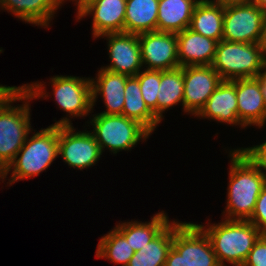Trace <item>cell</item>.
<instances>
[{
	"label": "cell",
	"instance_id": "277c9868",
	"mask_svg": "<svg viewBox=\"0 0 266 266\" xmlns=\"http://www.w3.org/2000/svg\"><path fill=\"white\" fill-rule=\"evenodd\" d=\"M57 157L58 125H51L36 132L31 138L27 137L14 160L0 174V178L3 180L12 171V176L8 179L10 186L21 179L35 177L48 169Z\"/></svg>",
	"mask_w": 266,
	"mask_h": 266
},
{
	"label": "cell",
	"instance_id": "3957f363",
	"mask_svg": "<svg viewBox=\"0 0 266 266\" xmlns=\"http://www.w3.org/2000/svg\"><path fill=\"white\" fill-rule=\"evenodd\" d=\"M207 235L220 266H243L255 242L263 234L249 220H228L218 224H197Z\"/></svg>",
	"mask_w": 266,
	"mask_h": 266
},
{
	"label": "cell",
	"instance_id": "6da1fadb",
	"mask_svg": "<svg viewBox=\"0 0 266 266\" xmlns=\"http://www.w3.org/2000/svg\"><path fill=\"white\" fill-rule=\"evenodd\" d=\"M43 85L33 82L19 87L11 86L0 97V174L14 160L32 132L29 102L33 98L48 97ZM20 100L24 103L21 106L11 105Z\"/></svg>",
	"mask_w": 266,
	"mask_h": 266
},
{
	"label": "cell",
	"instance_id": "1f68e13d",
	"mask_svg": "<svg viewBox=\"0 0 266 266\" xmlns=\"http://www.w3.org/2000/svg\"><path fill=\"white\" fill-rule=\"evenodd\" d=\"M257 79L260 81L262 90L264 92L265 100H266V65L264 68L258 73Z\"/></svg>",
	"mask_w": 266,
	"mask_h": 266
},
{
	"label": "cell",
	"instance_id": "83f0119b",
	"mask_svg": "<svg viewBox=\"0 0 266 266\" xmlns=\"http://www.w3.org/2000/svg\"><path fill=\"white\" fill-rule=\"evenodd\" d=\"M139 80L142 97L148 108L157 117V95L160 86V71H140L136 76Z\"/></svg>",
	"mask_w": 266,
	"mask_h": 266
},
{
	"label": "cell",
	"instance_id": "52a82bcc",
	"mask_svg": "<svg viewBox=\"0 0 266 266\" xmlns=\"http://www.w3.org/2000/svg\"><path fill=\"white\" fill-rule=\"evenodd\" d=\"M91 119L92 134L103 153L104 148L114 154L122 150H131L140 140L148 139L151 134L138 121L124 115L95 114Z\"/></svg>",
	"mask_w": 266,
	"mask_h": 266
},
{
	"label": "cell",
	"instance_id": "5b68a950",
	"mask_svg": "<svg viewBox=\"0 0 266 266\" xmlns=\"http://www.w3.org/2000/svg\"><path fill=\"white\" fill-rule=\"evenodd\" d=\"M266 65L264 43L220 40L211 66L224 81L256 78Z\"/></svg>",
	"mask_w": 266,
	"mask_h": 266
},
{
	"label": "cell",
	"instance_id": "7c38bea8",
	"mask_svg": "<svg viewBox=\"0 0 266 266\" xmlns=\"http://www.w3.org/2000/svg\"><path fill=\"white\" fill-rule=\"evenodd\" d=\"M142 64L147 70L164 71L179 66L175 33L150 31L138 34Z\"/></svg>",
	"mask_w": 266,
	"mask_h": 266
},
{
	"label": "cell",
	"instance_id": "d590c367",
	"mask_svg": "<svg viewBox=\"0 0 266 266\" xmlns=\"http://www.w3.org/2000/svg\"><path fill=\"white\" fill-rule=\"evenodd\" d=\"M264 44H265V50H266V36H265V41H264Z\"/></svg>",
	"mask_w": 266,
	"mask_h": 266
},
{
	"label": "cell",
	"instance_id": "e575fe53",
	"mask_svg": "<svg viewBox=\"0 0 266 266\" xmlns=\"http://www.w3.org/2000/svg\"><path fill=\"white\" fill-rule=\"evenodd\" d=\"M248 2L255 4L258 7H261L266 11V0H248Z\"/></svg>",
	"mask_w": 266,
	"mask_h": 266
},
{
	"label": "cell",
	"instance_id": "ac0fdd59",
	"mask_svg": "<svg viewBox=\"0 0 266 266\" xmlns=\"http://www.w3.org/2000/svg\"><path fill=\"white\" fill-rule=\"evenodd\" d=\"M178 40V61L180 67L211 65L218 42L205 37L190 28L176 34Z\"/></svg>",
	"mask_w": 266,
	"mask_h": 266
},
{
	"label": "cell",
	"instance_id": "ffe728a7",
	"mask_svg": "<svg viewBox=\"0 0 266 266\" xmlns=\"http://www.w3.org/2000/svg\"><path fill=\"white\" fill-rule=\"evenodd\" d=\"M200 0H159L157 31L180 33L190 27L196 4Z\"/></svg>",
	"mask_w": 266,
	"mask_h": 266
},
{
	"label": "cell",
	"instance_id": "836d02e7",
	"mask_svg": "<svg viewBox=\"0 0 266 266\" xmlns=\"http://www.w3.org/2000/svg\"><path fill=\"white\" fill-rule=\"evenodd\" d=\"M210 1L214 3L222 4V5L248 2V0H210Z\"/></svg>",
	"mask_w": 266,
	"mask_h": 266
},
{
	"label": "cell",
	"instance_id": "7402d4cb",
	"mask_svg": "<svg viewBox=\"0 0 266 266\" xmlns=\"http://www.w3.org/2000/svg\"><path fill=\"white\" fill-rule=\"evenodd\" d=\"M169 224L168 216L164 211H161L155 214L150 222H123L116 225L115 228L126 238L131 248L137 252L158 236Z\"/></svg>",
	"mask_w": 266,
	"mask_h": 266
},
{
	"label": "cell",
	"instance_id": "e0dca14e",
	"mask_svg": "<svg viewBox=\"0 0 266 266\" xmlns=\"http://www.w3.org/2000/svg\"><path fill=\"white\" fill-rule=\"evenodd\" d=\"M97 76L96 81L91 78L92 105L95 106L97 96L101 95L106 111L99 114L122 115L125 102L124 89L130 76L114 73L103 68L99 70Z\"/></svg>",
	"mask_w": 266,
	"mask_h": 266
},
{
	"label": "cell",
	"instance_id": "d4e9b609",
	"mask_svg": "<svg viewBox=\"0 0 266 266\" xmlns=\"http://www.w3.org/2000/svg\"><path fill=\"white\" fill-rule=\"evenodd\" d=\"M175 233V220L158 236L135 252L127 266H164L169 250L172 248Z\"/></svg>",
	"mask_w": 266,
	"mask_h": 266
},
{
	"label": "cell",
	"instance_id": "f546056e",
	"mask_svg": "<svg viewBox=\"0 0 266 266\" xmlns=\"http://www.w3.org/2000/svg\"><path fill=\"white\" fill-rule=\"evenodd\" d=\"M243 266H266V234L255 242Z\"/></svg>",
	"mask_w": 266,
	"mask_h": 266
},
{
	"label": "cell",
	"instance_id": "4fadbf2b",
	"mask_svg": "<svg viewBox=\"0 0 266 266\" xmlns=\"http://www.w3.org/2000/svg\"><path fill=\"white\" fill-rule=\"evenodd\" d=\"M110 65L102 67L114 73L136 76L143 67L138 34L127 32L106 33Z\"/></svg>",
	"mask_w": 266,
	"mask_h": 266
},
{
	"label": "cell",
	"instance_id": "f1b7e54d",
	"mask_svg": "<svg viewBox=\"0 0 266 266\" xmlns=\"http://www.w3.org/2000/svg\"><path fill=\"white\" fill-rule=\"evenodd\" d=\"M248 220L263 234H266V184L260 192L252 216Z\"/></svg>",
	"mask_w": 266,
	"mask_h": 266
},
{
	"label": "cell",
	"instance_id": "d6a6232c",
	"mask_svg": "<svg viewBox=\"0 0 266 266\" xmlns=\"http://www.w3.org/2000/svg\"><path fill=\"white\" fill-rule=\"evenodd\" d=\"M77 4V16L90 4L96 2L97 0H74Z\"/></svg>",
	"mask_w": 266,
	"mask_h": 266
},
{
	"label": "cell",
	"instance_id": "2e32d148",
	"mask_svg": "<svg viewBox=\"0 0 266 266\" xmlns=\"http://www.w3.org/2000/svg\"><path fill=\"white\" fill-rule=\"evenodd\" d=\"M127 0H97L88 5L78 16L80 20L93 15L92 34L94 38L106 33L124 32Z\"/></svg>",
	"mask_w": 266,
	"mask_h": 266
},
{
	"label": "cell",
	"instance_id": "9a60e30c",
	"mask_svg": "<svg viewBox=\"0 0 266 266\" xmlns=\"http://www.w3.org/2000/svg\"><path fill=\"white\" fill-rule=\"evenodd\" d=\"M196 116L246 128L238 117L236 80H223Z\"/></svg>",
	"mask_w": 266,
	"mask_h": 266
},
{
	"label": "cell",
	"instance_id": "4dcf8cb0",
	"mask_svg": "<svg viewBox=\"0 0 266 266\" xmlns=\"http://www.w3.org/2000/svg\"><path fill=\"white\" fill-rule=\"evenodd\" d=\"M259 167L266 179V141L253 147L241 148Z\"/></svg>",
	"mask_w": 266,
	"mask_h": 266
},
{
	"label": "cell",
	"instance_id": "d6986e66",
	"mask_svg": "<svg viewBox=\"0 0 266 266\" xmlns=\"http://www.w3.org/2000/svg\"><path fill=\"white\" fill-rule=\"evenodd\" d=\"M61 4L59 0H0L1 9L13 13L24 22L44 28L49 26Z\"/></svg>",
	"mask_w": 266,
	"mask_h": 266
},
{
	"label": "cell",
	"instance_id": "8992f818",
	"mask_svg": "<svg viewBox=\"0 0 266 266\" xmlns=\"http://www.w3.org/2000/svg\"><path fill=\"white\" fill-rule=\"evenodd\" d=\"M164 266H220L206 233L195 223L175 222Z\"/></svg>",
	"mask_w": 266,
	"mask_h": 266
},
{
	"label": "cell",
	"instance_id": "484cf974",
	"mask_svg": "<svg viewBox=\"0 0 266 266\" xmlns=\"http://www.w3.org/2000/svg\"><path fill=\"white\" fill-rule=\"evenodd\" d=\"M184 78L183 67L160 71V86L157 95V118L161 121L163 113L178 103L183 106Z\"/></svg>",
	"mask_w": 266,
	"mask_h": 266
},
{
	"label": "cell",
	"instance_id": "30bf717a",
	"mask_svg": "<svg viewBox=\"0 0 266 266\" xmlns=\"http://www.w3.org/2000/svg\"><path fill=\"white\" fill-rule=\"evenodd\" d=\"M50 79L55 101L60 110L69 113L67 117H85L91 113L93 105L90 78L57 75Z\"/></svg>",
	"mask_w": 266,
	"mask_h": 266
},
{
	"label": "cell",
	"instance_id": "ba28073f",
	"mask_svg": "<svg viewBox=\"0 0 266 266\" xmlns=\"http://www.w3.org/2000/svg\"><path fill=\"white\" fill-rule=\"evenodd\" d=\"M266 11L250 2L224 5L222 40L264 43Z\"/></svg>",
	"mask_w": 266,
	"mask_h": 266
},
{
	"label": "cell",
	"instance_id": "4316f807",
	"mask_svg": "<svg viewBox=\"0 0 266 266\" xmlns=\"http://www.w3.org/2000/svg\"><path fill=\"white\" fill-rule=\"evenodd\" d=\"M135 251L126 238L114 227L108 234L102 236L96 250L97 258H105L114 264L127 266Z\"/></svg>",
	"mask_w": 266,
	"mask_h": 266
},
{
	"label": "cell",
	"instance_id": "5bb4252c",
	"mask_svg": "<svg viewBox=\"0 0 266 266\" xmlns=\"http://www.w3.org/2000/svg\"><path fill=\"white\" fill-rule=\"evenodd\" d=\"M236 97L239 120L246 127L262 128L266 123V100L257 77L236 79Z\"/></svg>",
	"mask_w": 266,
	"mask_h": 266
},
{
	"label": "cell",
	"instance_id": "7a4b0ae2",
	"mask_svg": "<svg viewBox=\"0 0 266 266\" xmlns=\"http://www.w3.org/2000/svg\"><path fill=\"white\" fill-rule=\"evenodd\" d=\"M231 168L224 219L248 220L254 211L257 198L266 184L259 167L242 150L230 151Z\"/></svg>",
	"mask_w": 266,
	"mask_h": 266
},
{
	"label": "cell",
	"instance_id": "8fae6325",
	"mask_svg": "<svg viewBox=\"0 0 266 266\" xmlns=\"http://www.w3.org/2000/svg\"><path fill=\"white\" fill-rule=\"evenodd\" d=\"M183 111L196 117L223 79L211 65L183 67Z\"/></svg>",
	"mask_w": 266,
	"mask_h": 266
},
{
	"label": "cell",
	"instance_id": "9c48e42d",
	"mask_svg": "<svg viewBox=\"0 0 266 266\" xmlns=\"http://www.w3.org/2000/svg\"><path fill=\"white\" fill-rule=\"evenodd\" d=\"M53 125H58V155H61L65 163L78 170L96 164L102 152L92 132H75L67 117Z\"/></svg>",
	"mask_w": 266,
	"mask_h": 266
},
{
	"label": "cell",
	"instance_id": "44dd1931",
	"mask_svg": "<svg viewBox=\"0 0 266 266\" xmlns=\"http://www.w3.org/2000/svg\"><path fill=\"white\" fill-rule=\"evenodd\" d=\"M224 5L200 0L193 11L190 29L219 42L223 36Z\"/></svg>",
	"mask_w": 266,
	"mask_h": 266
},
{
	"label": "cell",
	"instance_id": "603a6c76",
	"mask_svg": "<svg viewBox=\"0 0 266 266\" xmlns=\"http://www.w3.org/2000/svg\"><path fill=\"white\" fill-rule=\"evenodd\" d=\"M159 0H127L124 32L140 34L157 31Z\"/></svg>",
	"mask_w": 266,
	"mask_h": 266
},
{
	"label": "cell",
	"instance_id": "cb8c5ba5",
	"mask_svg": "<svg viewBox=\"0 0 266 266\" xmlns=\"http://www.w3.org/2000/svg\"><path fill=\"white\" fill-rule=\"evenodd\" d=\"M125 102L122 115L138 121L150 133L161 122L146 105L139 85V80L135 76H130L126 81L124 89Z\"/></svg>",
	"mask_w": 266,
	"mask_h": 266
}]
</instances>
